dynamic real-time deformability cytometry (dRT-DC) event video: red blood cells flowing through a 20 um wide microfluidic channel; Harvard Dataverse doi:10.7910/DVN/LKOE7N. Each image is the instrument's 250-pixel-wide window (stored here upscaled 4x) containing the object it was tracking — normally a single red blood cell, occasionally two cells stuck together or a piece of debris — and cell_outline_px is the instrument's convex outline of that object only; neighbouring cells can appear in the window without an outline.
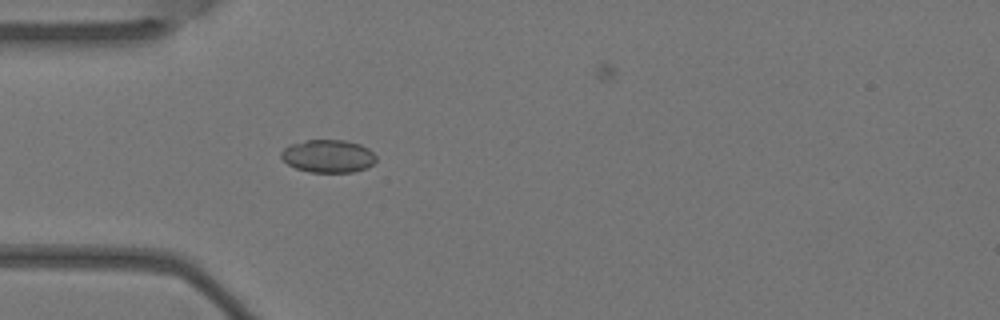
{"species": "Egyptian fruit bat (a non-hibernating species)", "species_latin": "Rousettus aegyptiacus", "temperature_condition": "warm", "stored_images_in_passage": 5, "camera_frame_rate_fps": 3000, "um_per_image_px": 0.085, "animal": {"sex": "female"}, "frame": {"image": 1, "passage_image": 5, "time_ms": 1.333, "image_size_px": [1000, 320], "cell_outline_px": [[376, 160], [372, 164], [364, 168], [352, 172], [308, 172], [296, 168], [288, 164], [280, 156], [280, 152], [288, 144], [304, 140], [344, 140], [360, 144], [368, 148], [376, 156]], "centroid_in_image_um": [27.85, 13.26], "position_along_channel_um": 57.1, "area_um2": 18.21}}